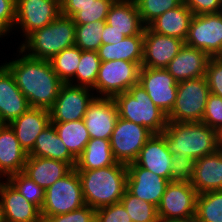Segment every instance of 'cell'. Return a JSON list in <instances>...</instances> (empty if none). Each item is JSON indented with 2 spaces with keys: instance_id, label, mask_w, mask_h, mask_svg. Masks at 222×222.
<instances>
[{
  "instance_id": "obj_1",
  "label": "cell",
  "mask_w": 222,
  "mask_h": 222,
  "mask_svg": "<svg viewBox=\"0 0 222 222\" xmlns=\"http://www.w3.org/2000/svg\"><path fill=\"white\" fill-rule=\"evenodd\" d=\"M17 51L18 56L14 60L3 64L12 73L30 107L49 110L63 82L54 72L50 60L30 57L20 48Z\"/></svg>"
},
{
  "instance_id": "obj_2",
  "label": "cell",
  "mask_w": 222,
  "mask_h": 222,
  "mask_svg": "<svg viewBox=\"0 0 222 222\" xmlns=\"http://www.w3.org/2000/svg\"><path fill=\"white\" fill-rule=\"evenodd\" d=\"M82 185L85 205L94 209L119 203L127 189V165L95 170H76Z\"/></svg>"
},
{
  "instance_id": "obj_3",
  "label": "cell",
  "mask_w": 222,
  "mask_h": 222,
  "mask_svg": "<svg viewBox=\"0 0 222 222\" xmlns=\"http://www.w3.org/2000/svg\"><path fill=\"white\" fill-rule=\"evenodd\" d=\"M161 135L172 156L180 153L195 161L219 150L216 130L203 122L168 121Z\"/></svg>"
},
{
  "instance_id": "obj_4",
  "label": "cell",
  "mask_w": 222,
  "mask_h": 222,
  "mask_svg": "<svg viewBox=\"0 0 222 222\" xmlns=\"http://www.w3.org/2000/svg\"><path fill=\"white\" fill-rule=\"evenodd\" d=\"M75 31L73 19L60 14L48 26L23 38L19 48L30 57L50 60L62 50L75 45Z\"/></svg>"
},
{
  "instance_id": "obj_5",
  "label": "cell",
  "mask_w": 222,
  "mask_h": 222,
  "mask_svg": "<svg viewBox=\"0 0 222 222\" xmlns=\"http://www.w3.org/2000/svg\"><path fill=\"white\" fill-rule=\"evenodd\" d=\"M113 100L120 118L142 125L153 134H161L165 130L167 115L154 104L139 83L115 95Z\"/></svg>"
},
{
  "instance_id": "obj_6",
  "label": "cell",
  "mask_w": 222,
  "mask_h": 222,
  "mask_svg": "<svg viewBox=\"0 0 222 222\" xmlns=\"http://www.w3.org/2000/svg\"><path fill=\"white\" fill-rule=\"evenodd\" d=\"M209 94L205 76L178 82L177 97L167 121L201 122Z\"/></svg>"
},
{
  "instance_id": "obj_7",
  "label": "cell",
  "mask_w": 222,
  "mask_h": 222,
  "mask_svg": "<svg viewBox=\"0 0 222 222\" xmlns=\"http://www.w3.org/2000/svg\"><path fill=\"white\" fill-rule=\"evenodd\" d=\"M84 205L81 180L73 168L62 179L57 180L45 190V201L40 213L51 217L72 212Z\"/></svg>"
},
{
  "instance_id": "obj_8",
  "label": "cell",
  "mask_w": 222,
  "mask_h": 222,
  "mask_svg": "<svg viewBox=\"0 0 222 222\" xmlns=\"http://www.w3.org/2000/svg\"><path fill=\"white\" fill-rule=\"evenodd\" d=\"M140 68L138 63L125 60L101 62L92 90L96 97L113 98L138 84Z\"/></svg>"
},
{
  "instance_id": "obj_9",
  "label": "cell",
  "mask_w": 222,
  "mask_h": 222,
  "mask_svg": "<svg viewBox=\"0 0 222 222\" xmlns=\"http://www.w3.org/2000/svg\"><path fill=\"white\" fill-rule=\"evenodd\" d=\"M197 196L190 181H170L157 206L159 220H186L195 217Z\"/></svg>"
},
{
  "instance_id": "obj_10",
  "label": "cell",
  "mask_w": 222,
  "mask_h": 222,
  "mask_svg": "<svg viewBox=\"0 0 222 222\" xmlns=\"http://www.w3.org/2000/svg\"><path fill=\"white\" fill-rule=\"evenodd\" d=\"M153 133L142 125L118 117L110 138L111 150L118 163H134Z\"/></svg>"
},
{
  "instance_id": "obj_11",
  "label": "cell",
  "mask_w": 222,
  "mask_h": 222,
  "mask_svg": "<svg viewBox=\"0 0 222 222\" xmlns=\"http://www.w3.org/2000/svg\"><path fill=\"white\" fill-rule=\"evenodd\" d=\"M94 91L70 83H63L56 101L49 109L51 123L83 119L88 106L96 98Z\"/></svg>"
},
{
  "instance_id": "obj_12",
  "label": "cell",
  "mask_w": 222,
  "mask_h": 222,
  "mask_svg": "<svg viewBox=\"0 0 222 222\" xmlns=\"http://www.w3.org/2000/svg\"><path fill=\"white\" fill-rule=\"evenodd\" d=\"M60 14L61 6L53 0H16L14 30L21 29L20 36L26 39L36 30L48 26Z\"/></svg>"
},
{
  "instance_id": "obj_13",
  "label": "cell",
  "mask_w": 222,
  "mask_h": 222,
  "mask_svg": "<svg viewBox=\"0 0 222 222\" xmlns=\"http://www.w3.org/2000/svg\"><path fill=\"white\" fill-rule=\"evenodd\" d=\"M185 45L201 49L210 57L222 52V12L194 15Z\"/></svg>"
},
{
  "instance_id": "obj_14",
  "label": "cell",
  "mask_w": 222,
  "mask_h": 222,
  "mask_svg": "<svg viewBox=\"0 0 222 222\" xmlns=\"http://www.w3.org/2000/svg\"><path fill=\"white\" fill-rule=\"evenodd\" d=\"M138 83L154 104L168 115L177 97L178 82L165 68L141 67Z\"/></svg>"
},
{
  "instance_id": "obj_15",
  "label": "cell",
  "mask_w": 222,
  "mask_h": 222,
  "mask_svg": "<svg viewBox=\"0 0 222 222\" xmlns=\"http://www.w3.org/2000/svg\"><path fill=\"white\" fill-rule=\"evenodd\" d=\"M184 44L182 39L162 35L145 27L141 67L166 68Z\"/></svg>"
},
{
  "instance_id": "obj_16",
  "label": "cell",
  "mask_w": 222,
  "mask_h": 222,
  "mask_svg": "<svg viewBox=\"0 0 222 222\" xmlns=\"http://www.w3.org/2000/svg\"><path fill=\"white\" fill-rule=\"evenodd\" d=\"M169 181L138 166L135 162L127 165V191L148 203L159 205Z\"/></svg>"
},
{
  "instance_id": "obj_17",
  "label": "cell",
  "mask_w": 222,
  "mask_h": 222,
  "mask_svg": "<svg viewBox=\"0 0 222 222\" xmlns=\"http://www.w3.org/2000/svg\"><path fill=\"white\" fill-rule=\"evenodd\" d=\"M118 117L113 98L96 97L88 106L83 120L90 138L110 140Z\"/></svg>"
},
{
  "instance_id": "obj_18",
  "label": "cell",
  "mask_w": 222,
  "mask_h": 222,
  "mask_svg": "<svg viewBox=\"0 0 222 222\" xmlns=\"http://www.w3.org/2000/svg\"><path fill=\"white\" fill-rule=\"evenodd\" d=\"M30 108L10 70L0 65V122L9 124Z\"/></svg>"
},
{
  "instance_id": "obj_19",
  "label": "cell",
  "mask_w": 222,
  "mask_h": 222,
  "mask_svg": "<svg viewBox=\"0 0 222 222\" xmlns=\"http://www.w3.org/2000/svg\"><path fill=\"white\" fill-rule=\"evenodd\" d=\"M0 201L4 222H37L41 215L40 209L6 179H0Z\"/></svg>"
},
{
  "instance_id": "obj_20",
  "label": "cell",
  "mask_w": 222,
  "mask_h": 222,
  "mask_svg": "<svg viewBox=\"0 0 222 222\" xmlns=\"http://www.w3.org/2000/svg\"><path fill=\"white\" fill-rule=\"evenodd\" d=\"M172 159L165 138L161 134H153L140 150L135 163L170 182Z\"/></svg>"
},
{
  "instance_id": "obj_21",
  "label": "cell",
  "mask_w": 222,
  "mask_h": 222,
  "mask_svg": "<svg viewBox=\"0 0 222 222\" xmlns=\"http://www.w3.org/2000/svg\"><path fill=\"white\" fill-rule=\"evenodd\" d=\"M210 56L201 49L184 44L179 53L166 66L177 82L205 76Z\"/></svg>"
},
{
  "instance_id": "obj_22",
  "label": "cell",
  "mask_w": 222,
  "mask_h": 222,
  "mask_svg": "<svg viewBox=\"0 0 222 222\" xmlns=\"http://www.w3.org/2000/svg\"><path fill=\"white\" fill-rule=\"evenodd\" d=\"M51 123L49 110L30 107L9 123L20 145L29 154L38 135Z\"/></svg>"
},
{
  "instance_id": "obj_23",
  "label": "cell",
  "mask_w": 222,
  "mask_h": 222,
  "mask_svg": "<svg viewBox=\"0 0 222 222\" xmlns=\"http://www.w3.org/2000/svg\"><path fill=\"white\" fill-rule=\"evenodd\" d=\"M28 154L9 124L0 126V179L23 172Z\"/></svg>"
},
{
  "instance_id": "obj_24",
  "label": "cell",
  "mask_w": 222,
  "mask_h": 222,
  "mask_svg": "<svg viewBox=\"0 0 222 222\" xmlns=\"http://www.w3.org/2000/svg\"><path fill=\"white\" fill-rule=\"evenodd\" d=\"M190 183L198 194L222 190V150L195 160Z\"/></svg>"
},
{
  "instance_id": "obj_25",
  "label": "cell",
  "mask_w": 222,
  "mask_h": 222,
  "mask_svg": "<svg viewBox=\"0 0 222 222\" xmlns=\"http://www.w3.org/2000/svg\"><path fill=\"white\" fill-rule=\"evenodd\" d=\"M106 23L126 37L144 35L145 25L135 0H115L110 6Z\"/></svg>"
},
{
  "instance_id": "obj_26",
  "label": "cell",
  "mask_w": 222,
  "mask_h": 222,
  "mask_svg": "<svg viewBox=\"0 0 222 222\" xmlns=\"http://www.w3.org/2000/svg\"><path fill=\"white\" fill-rule=\"evenodd\" d=\"M71 170L72 168L63 161L28 156L23 173L46 190Z\"/></svg>"
},
{
  "instance_id": "obj_27",
  "label": "cell",
  "mask_w": 222,
  "mask_h": 222,
  "mask_svg": "<svg viewBox=\"0 0 222 222\" xmlns=\"http://www.w3.org/2000/svg\"><path fill=\"white\" fill-rule=\"evenodd\" d=\"M193 12L183 2L153 20L147 27L156 33L186 40Z\"/></svg>"
},
{
  "instance_id": "obj_28",
  "label": "cell",
  "mask_w": 222,
  "mask_h": 222,
  "mask_svg": "<svg viewBox=\"0 0 222 222\" xmlns=\"http://www.w3.org/2000/svg\"><path fill=\"white\" fill-rule=\"evenodd\" d=\"M28 156L63 161L72 169L76 165V159L70 154L51 123L38 135Z\"/></svg>"
},
{
  "instance_id": "obj_29",
  "label": "cell",
  "mask_w": 222,
  "mask_h": 222,
  "mask_svg": "<svg viewBox=\"0 0 222 222\" xmlns=\"http://www.w3.org/2000/svg\"><path fill=\"white\" fill-rule=\"evenodd\" d=\"M144 35L125 37L115 44H102L98 49L101 62L125 60L136 62L140 66L143 61Z\"/></svg>"
},
{
  "instance_id": "obj_30",
  "label": "cell",
  "mask_w": 222,
  "mask_h": 222,
  "mask_svg": "<svg viewBox=\"0 0 222 222\" xmlns=\"http://www.w3.org/2000/svg\"><path fill=\"white\" fill-rule=\"evenodd\" d=\"M117 163L111 150L110 140L90 138L84 151L76 159L75 170H95Z\"/></svg>"
},
{
  "instance_id": "obj_31",
  "label": "cell",
  "mask_w": 222,
  "mask_h": 222,
  "mask_svg": "<svg viewBox=\"0 0 222 222\" xmlns=\"http://www.w3.org/2000/svg\"><path fill=\"white\" fill-rule=\"evenodd\" d=\"M67 147L70 154L77 159L90 140L89 132L83 119L64 123H51Z\"/></svg>"
},
{
  "instance_id": "obj_32",
  "label": "cell",
  "mask_w": 222,
  "mask_h": 222,
  "mask_svg": "<svg viewBox=\"0 0 222 222\" xmlns=\"http://www.w3.org/2000/svg\"><path fill=\"white\" fill-rule=\"evenodd\" d=\"M100 64L101 60L97 51H82L75 76L69 83L93 89L98 77Z\"/></svg>"
},
{
  "instance_id": "obj_33",
  "label": "cell",
  "mask_w": 222,
  "mask_h": 222,
  "mask_svg": "<svg viewBox=\"0 0 222 222\" xmlns=\"http://www.w3.org/2000/svg\"><path fill=\"white\" fill-rule=\"evenodd\" d=\"M82 50L76 45L62 50L50 59L54 72L63 83H69L75 76Z\"/></svg>"
},
{
  "instance_id": "obj_34",
  "label": "cell",
  "mask_w": 222,
  "mask_h": 222,
  "mask_svg": "<svg viewBox=\"0 0 222 222\" xmlns=\"http://www.w3.org/2000/svg\"><path fill=\"white\" fill-rule=\"evenodd\" d=\"M195 217L201 222H222V190L198 194Z\"/></svg>"
},
{
  "instance_id": "obj_35",
  "label": "cell",
  "mask_w": 222,
  "mask_h": 222,
  "mask_svg": "<svg viewBox=\"0 0 222 222\" xmlns=\"http://www.w3.org/2000/svg\"><path fill=\"white\" fill-rule=\"evenodd\" d=\"M132 222H159L157 207L138 197L133 196L127 190L120 200Z\"/></svg>"
},
{
  "instance_id": "obj_36",
  "label": "cell",
  "mask_w": 222,
  "mask_h": 222,
  "mask_svg": "<svg viewBox=\"0 0 222 222\" xmlns=\"http://www.w3.org/2000/svg\"><path fill=\"white\" fill-rule=\"evenodd\" d=\"M104 22L94 21L87 24H76L75 45L82 51H98L102 45Z\"/></svg>"
},
{
  "instance_id": "obj_37",
  "label": "cell",
  "mask_w": 222,
  "mask_h": 222,
  "mask_svg": "<svg viewBox=\"0 0 222 222\" xmlns=\"http://www.w3.org/2000/svg\"><path fill=\"white\" fill-rule=\"evenodd\" d=\"M19 191L29 202L36 205L40 210L45 201V189L26 176L23 172L13 174L6 179Z\"/></svg>"
},
{
  "instance_id": "obj_38",
  "label": "cell",
  "mask_w": 222,
  "mask_h": 222,
  "mask_svg": "<svg viewBox=\"0 0 222 222\" xmlns=\"http://www.w3.org/2000/svg\"><path fill=\"white\" fill-rule=\"evenodd\" d=\"M183 2L184 0H135L141 20L146 27L161 14Z\"/></svg>"
},
{
  "instance_id": "obj_39",
  "label": "cell",
  "mask_w": 222,
  "mask_h": 222,
  "mask_svg": "<svg viewBox=\"0 0 222 222\" xmlns=\"http://www.w3.org/2000/svg\"><path fill=\"white\" fill-rule=\"evenodd\" d=\"M115 0H94L87 6L81 7L73 17L75 24H87L94 21L106 22L110 6Z\"/></svg>"
},
{
  "instance_id": "obj_40",
  "label": "cell",
  "mask_w": 222,
  "mask_h": 222,
  "mask_svg": "<svg viewBox=\"0 0 222 222\" xmlns=\"http://www.w3.org/2000/svg\"><path fill=\"white\" fill-rule=\"evenodd\" d=\"M214 130L222 126V97L209 94L202 121Z\"/></svg>"
},
{
  "instance_id": "obj_41",
  "label": "cell",
  "mask_w": 222,
  "mask_h": 222,
  "mask_svg": "<svg viewBox=\"0 0 222 222\" xmlns=\"http://www.w3.org/2000/svg\"><path fill=\"white\" fill-rule=\"evenodd\" d=\"M172 158V181H190L195 161L191 157L181 155L180 153L173 155Z\"/></svg>"
},
{
  "instance_id": "obj_42",
  "label": "cell",
  "mask_w": 222,
  "mask_h": 222,
  "mask_svg": "<svg viewBox=\"0 0 222 222\" xmlns=\"http://www.w3.org/2000/svg\"><path fill=\"white\" fill-rule=\"evenodd\" d=\"M95 222H132V220L119 202L96 209Z\"/></svg>"
},
{
  "instance_id": "obj_43",
  "label": "cell",
  "mask_w": 222,
  "mask_h": 222,
  "mask_svg": "<svg viewBox=\"0 0 222 222\" xmlns=\"http://www.w3.org/2000/svg\"><path fill=\"white\" fill-rule=\"evenodd\" d=\"M210 93L222 97V63L211 57L205 73Z\"/></svg>"
},
{
  "instance_id": "obj_44",
  "label": "cell",
  "mask_w": 222,
  "mask_h": 222,
  "mask_svg": "<svg viewBox=\"0 0 222 222\" xmlns=\"http://www.w3.org/2000/svg\"><path fill=\"white\" fill-rule=\"evenodd\" d=\"M50 218L53 222H95L96 209L89 205H84L72 212L51 216Z\"/></svg>"
},
{
  "instance_id": "obj_45",
  "label": "cell",
  "mask_w": 222,
  "mask_h": 222,
  "mask_svg": "<svg viewBox=\"0 0 222 222\" xmlns=\"http://www.w3.org/2000/svg\"><path fill=\"white\" fill-rule=\"evenodd\" d=\"M184 3L194 15L222 12V0H184Z\"/></svg>"
},
{
  "instance_id": "obj_46",
  "label": "cell",
  "mask_w": 222,
  "mask_h": 222,
  "mask_svg": "<svg viewBox=\"0 0 222 222\" xmlns=\"http://www.w3.org/2000/svg\"><path fill=\"white\" fill-rule=\"evenodd\" d=\"M0 18L13 30L16 20V0H0Z\"/></svg>"
},
{
  "instance_id": "obj_47",
  "label": "cell",
  "mask_w": 222,
  "mask_h": 222,
  "mask_svg": "<svg viewBox=\"0 0 222 222\" xmlns=\"http://www.w3.org/2000/svg\"><path fill=\"white\" fill-rule=\"evenodd\" d=\"M94 0H64L61 6V14L67 17H73L81 7L87 6Z\"/></svg>"
},
{
  "instance_id": "obj_48",
  "label": "cell",
  "mask_w": 222,
  "mask_h": 222,
  "mask_svg": "<svg viewBox=\"0 0 222 222\" xmlns=\"http://www.w3.org/2000/svg\"><path fill=\"white\" fill-rule=\"evenodd\" d=\"M125 37L126 36L122 32L112 29V26L104 22V29L101 37L102 44H115L120 42Z\"/></svg>"
},
{
  "instance_id": "obj_49",
  "label": "cell",
  "mask_w": 222,
  "mask_h": 222,
  "mask_svg": "<svg viewBox=\"0 0 222 222\" xmlns=\"http://www.w3.org/2000/svg\"><path fill=\"white\" fill-rule=\"evenodd\" d=\"M12 31L13 30L0 18V38L7 37V35L9 36V33L11 34Z\"/></svg>"
},
{
  "instance_id": "obj_50",
  "label": "cell",
  "mask_w": 222,
  "mask_h": 222,
  "mask_svg": "<svg viewBox=\"0 0 222 222\" xmlns=\"http://www.w3.org/2000/svg\"><path fill=\"white\" fill-rule=\"evenodd\" d=\"M219 150H222V126L216 130Z\"/></svg>"
},
{
  "instance_id": "obj_51",
  "label": "cell",
  "mask_w": 222,
  "mask_h": 222,
  "mask_svg": "<svg viewBox=\"0 0 222 222\" xmlns=\"http://www.w3.org/2000/svg\"><path fill=\"white\" fill-rule=\"evenodd\" d=\"M37 222H53V220L50 217L40 215Z\"/></svg>"
},
{
  "instance_id": "obj_52",
  "label": "cell",
  "mask_w": 222,
  "mask_h": 222,
  "mask_svg": "<svg viewBox=\"0 0 222 222\" xmlns=\"http://www.w3.org/2000/svg\"><path fill=\"white\" fill-rule=\"evenodd\" d=\"M159 222H188V219L186 220H159Z\"/></svg>"
},
{
  "instance_id": "obj_53",
  "label": "cell",
  "mask_w": 222,
  "mask_h": 222,
  "mask_svg": "<svg viewBox=\"0 0 222 222\" xmlns=\"http://www.w3.org/2000/svg\"><path fill=\"white\" fill-rule=\"evenodd\" d=\"M0 222H4V221H3V214H2V205H1V201H0Z\"/></svg>"
},
{
  "instance_id": "obj_54",
  "label": "cell",
  "mask_w": 222,
  "mask_h": 222,
  "mask_svg": "<svg viewBox=\"0 0 222 222\" xmlns=\"http://www.w3.org/2000/svg\"><path fill=\"white\" fill-rule=\"evenodd\" d=\"M215 58H216L220 63H222V52L219 53Z\"/></svg>"
},
{
  "instance_id": "obj_55",
  "label": "cell",
  "mask_w": 222,
  "mask_h": 222,
  "mask_svg": "<svg viewBox=\"0 0 222 222\" xmlns=\"http://www.w3.org/2000/svg\"><path fill=\"white\" fill-rule=\"evenodd\" d=\"M188 222H201V221L198 220L196 217H193L191 219H188Z\"/></svg>"
},
{
  "instance_id": "obj_56",
  "label": "cell",
  "mask_w": 222,
  "mask_h": 222,
  "mask_svg": "<svg viewBox=\"0 0 222 222\" xmlns=\"http://www.w3.org/2000/svg\"><path fill=\"white\" fill-rule=\"evenodd\" d=\"M53 1L57 2L59 5H61L64 2V0H53Z\"/></svg>"
}]
</instances>
